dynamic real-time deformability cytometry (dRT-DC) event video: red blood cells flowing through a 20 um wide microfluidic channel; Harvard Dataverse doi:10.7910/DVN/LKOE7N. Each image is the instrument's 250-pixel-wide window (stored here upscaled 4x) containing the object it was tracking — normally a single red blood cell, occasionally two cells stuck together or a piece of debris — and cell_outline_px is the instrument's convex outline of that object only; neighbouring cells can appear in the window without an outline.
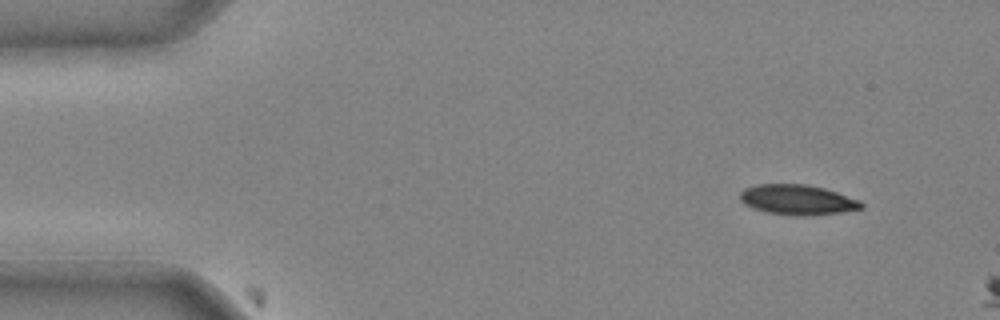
{"species": "common noctule bat (a hibernating species)", "species_latin": "Nyctalus noctula", "temperature_condition": "cold", "stored_images_in_passage": 2, "camera_frame_rate_fps": 3000, "um_per_image_px": 0.085, "animal": {"sex": "male", "body_mass_g": 20.4}, "frame": {"image": 1, "passage_image": 1, "time_ms": 0.0, "image_size_px": [1000, 320], "cell_outline_px": [[864, 208], [840, 212], [804, 216], [796, 216], [768, 212], [752, 208], [744, 204], [740, 200], [740, 192], [744, 188], [756, 184], [808, 184], [824, 188], [860, 200], [864, 204]], "centroid_in_image_um": [67.77, 16.97], "position_along_channel_um": 17.2, "area_um2": 21.33}}